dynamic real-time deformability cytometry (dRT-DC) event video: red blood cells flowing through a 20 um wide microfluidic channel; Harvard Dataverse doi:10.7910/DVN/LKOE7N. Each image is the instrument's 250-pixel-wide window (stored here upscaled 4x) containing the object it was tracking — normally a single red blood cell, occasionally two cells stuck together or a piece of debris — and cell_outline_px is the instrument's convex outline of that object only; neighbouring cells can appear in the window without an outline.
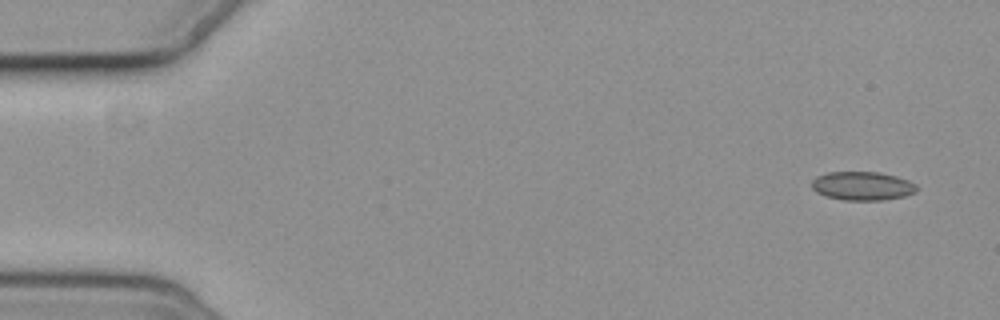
{"species": "common noctule bat (a hibernating species)", "species_latin": "Nyctalus noctula", "temperature_condition": "cold", "stored_images_in_passage": 4, "camera_frame_rate_fps": 3000, "um_per_image_px": 0.085, "animal": {"sex": "female", "body_mass_g": 19.3, "forearm_length_mm": 54.1}, "frame": {"image": 1, "passage_image": 1, "time_ms": 0.0, "image_size_px": [1000, 320], "cell_outline_px": [[916, 192], [904, 196], [884, 200], [844, 200], [824, 196], [816, 192], [812, 188], [812, 180], [816, 176], [828, 172], [880, 172], [896, 176], [908, 180], [916, 184]], "centroid_in_image_um": [73.28, 15.8], "position_along_channel_um": 11.7, "area_um2": 17.63}}
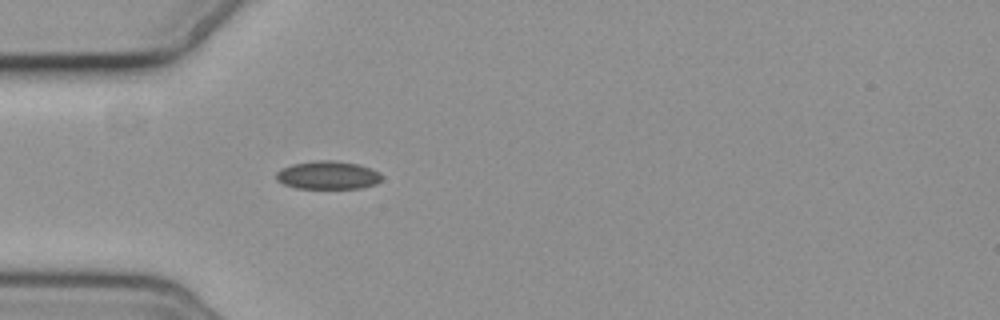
{"frame": {"image": 2, "passage_image": 4, "time_ms": 4.667, "image_size_px": [1000, 320], "cell_outline_px": [[384, 176], [376, 184], [360, 188], [296, 188], [284, 184], [276, 180], [276, 172], [280, 168], [292, 164], [320, 160], [332, 160], [356, 164], [380, 172]], "centroid_in_image_um": [27.85, 14.89], "position_along_channel_um": 57.2, "area_um2": 17.28}}